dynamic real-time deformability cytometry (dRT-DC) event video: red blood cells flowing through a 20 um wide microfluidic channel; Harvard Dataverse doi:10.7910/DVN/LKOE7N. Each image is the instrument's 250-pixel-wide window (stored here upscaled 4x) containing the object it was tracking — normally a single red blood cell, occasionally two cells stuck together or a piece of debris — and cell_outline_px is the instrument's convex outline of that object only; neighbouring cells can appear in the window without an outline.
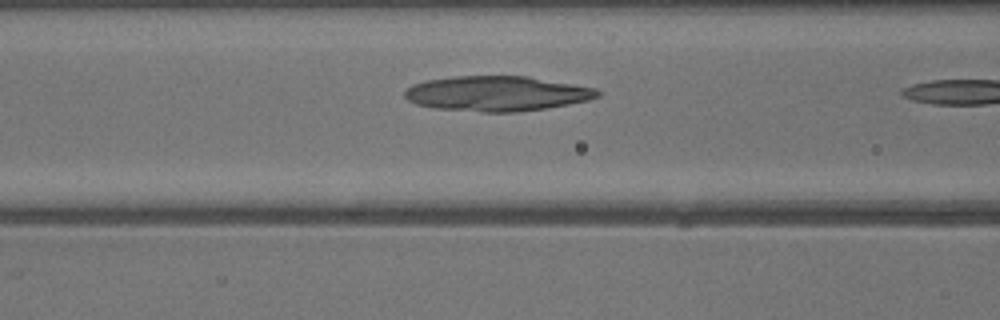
{"species": "common noctule bat (a hibernating species)", "species_latin": "Nyctalus noctula", "temperature_condition": "warm", "stored_images_in_passage": 10, "camera_frame_rate_fps": 3000, "um_per_image_px": 0.085, "animal": {"sex": "male", "body_mass_g": 13.3}, "frame": {"image": 1, "passage_image": 9, "time_ms": 2.667, "image_size_px": [1000, 320], "cell_outline_px": [[600, 96], [588, 100], [548, 108], [520, 112], [480, 112], [436, 108], [416, 104], [408, 100], [404, 96], [404, 92], [412, 84], [424, 80], [452, 76], [528, 76], [596, 88], [600, 92]], "centroid_in_image_um": [42.22, 7.95], "position_along_channel_um": 124.4, "area_um2": 39.59}}